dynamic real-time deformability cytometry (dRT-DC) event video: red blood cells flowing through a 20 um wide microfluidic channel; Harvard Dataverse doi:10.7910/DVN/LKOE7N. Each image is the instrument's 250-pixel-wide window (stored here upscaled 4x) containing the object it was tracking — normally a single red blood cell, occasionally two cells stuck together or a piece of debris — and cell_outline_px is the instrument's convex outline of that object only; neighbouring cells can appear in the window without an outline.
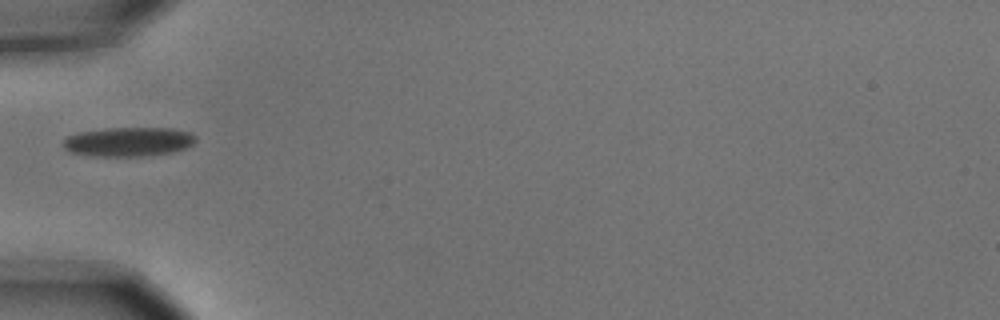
{"species": "common noctule bat (a hibernating species)", "species_latin": "Nyctalus noctula", "temperature_condition": "cold", "stored_images_in_passage": 1, "camera_frame_rate_fps": 3000, "um_per_image_px": 0.085, "animal": {"sex": "male", "body_mass_g": 15.6}, "frame": {"image": 1, "passage_image": 1, "time_ms": 0.0, "image_size_px": [1000, 320], "cell_outline_px": [[196, 140], [188, 148], [172, 152], [144, 156], [92, 156], [72, 152], [64, 148], [64, 140], [68, 136], [80, 132], [104, 128], [172, 128], [192, 132], [196, 136]], "centroid_in_image_um": [10.98, 12.04], "position_along_channel_um": 74.0, "area_um2": 22.66}}